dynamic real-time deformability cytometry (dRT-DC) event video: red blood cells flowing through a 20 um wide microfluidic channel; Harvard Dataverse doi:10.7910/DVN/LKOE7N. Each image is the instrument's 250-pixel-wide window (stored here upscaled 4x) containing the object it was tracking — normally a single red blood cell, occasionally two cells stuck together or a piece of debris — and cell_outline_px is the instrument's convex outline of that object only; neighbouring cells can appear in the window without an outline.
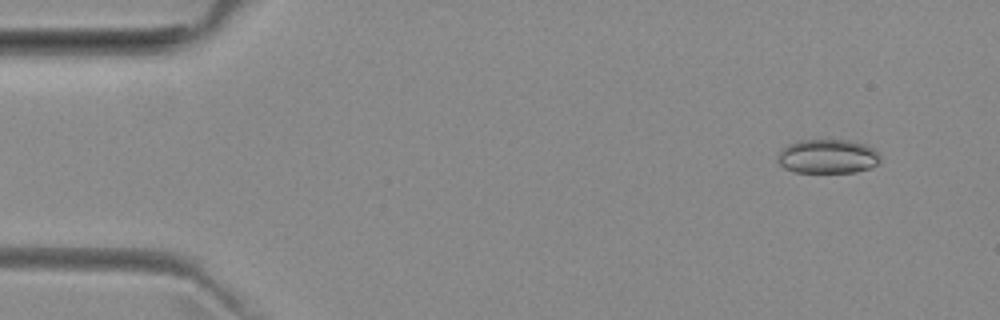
{"species": "common noctule bat (a hibernating species)", "species_latin": "Nyctalus noctula", "temperature_condition": "room temperature", "stored_images_in_passage": 53, "camera_frame_rate_fps": 3000, "um_per_image_px": 0.085, "animal": {"sex": "female", "body_mass_g": 29.2, "forearm_length_mm": 56.3}, "frame": {"image": 1, "passage_image": 5, "time_ms": 1.333, "image_size_px": [1000, 320], "cell_outline_px": [[880, 160], [876, 164], [868, 168], [856, 172], [792, 172], [784, 168], [780, 164], [776, 156], [780, 148], [796, 140], [848, 140], [864, 144], [872, 148], [880, 156]], "centroid_in_image_um": [70.28, 13.29], "position_along_channel_um": 14.7, "area_um2": 20.52}}
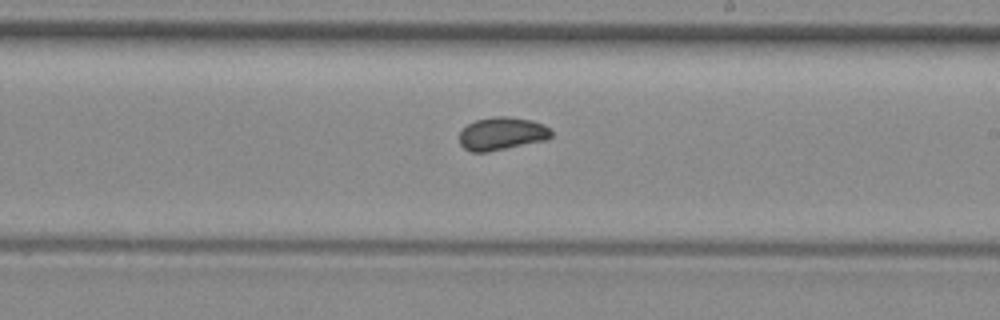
{"frame": {"image": 2, "passage_image": 31, "time_ms": 10.0, "image_size_px": [1000, 320], "cell_outline_px": [[552, 136], [548, 140], [488, 152], [472, 152], [464, 148], [460, 144], [460, 132], [468, 124], [476, 120], [496, 116], [508, 116], [532, 120], [544, 124], [552, 132]], "centroid_in_image_um": [42.69, 11.36], "position_along_channel_um": 246.3, "area_um2": 17.74}}
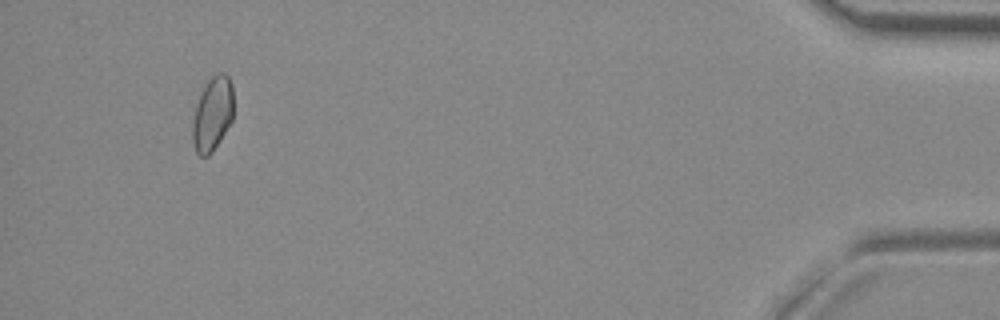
{"frame": {"image": 3, "passage_image": 50, "time_ms": 16.333, "image_size_px": [1000, 320], "cell_outline_px": [[232, 120], [220, 140], [212, 152], [208, 156], [200, 156], [196, 152], [192, 140], [192, 124], [196, 108], [200, 96], [208, 80], [216, 72], [224, 72], [228, 76], [232, 84]], "centroid_in_image_um": [18.06, 9.69], "position_along_channel_um": 417.1, "area_um2": 17.46}}